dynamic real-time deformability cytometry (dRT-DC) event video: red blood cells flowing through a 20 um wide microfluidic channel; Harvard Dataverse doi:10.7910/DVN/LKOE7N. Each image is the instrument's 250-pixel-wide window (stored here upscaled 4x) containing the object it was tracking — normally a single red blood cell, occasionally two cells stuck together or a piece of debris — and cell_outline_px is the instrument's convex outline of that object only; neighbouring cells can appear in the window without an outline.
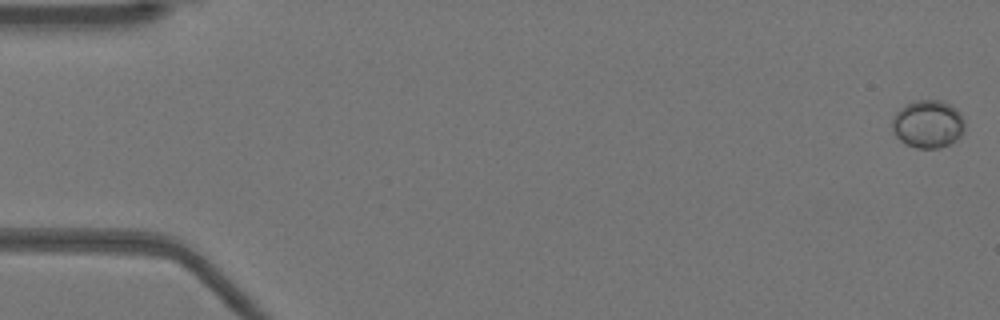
{"species": "Egyptian fruit bat (a non-hibernating species)", "species_latin": "Rousettus aegyptiacus", "temperature_condition": "warm", "stored_images_in_passage": 52, "camera_frame_rate_fps": 3000, "um_per_image_px": 0.085, "animal": {"sex": "female"}, "frame": {"image": 1, "passage_image": 1, "time_ms": 0.0, "image_size_px": [1000, 320], "cell_outline_px": [[964, 132], [956, 140], [940, 148], [916, 148], [900, 140], [892, 132], [892, 116], [900, 108], [916, 100], [944, 100], [956, 108], [960, 112], [964, 120]], "centroid_in_image_um": [78.88, 10.53], "position_along_channel_um": 6.1, "area_um2": 20.4}}
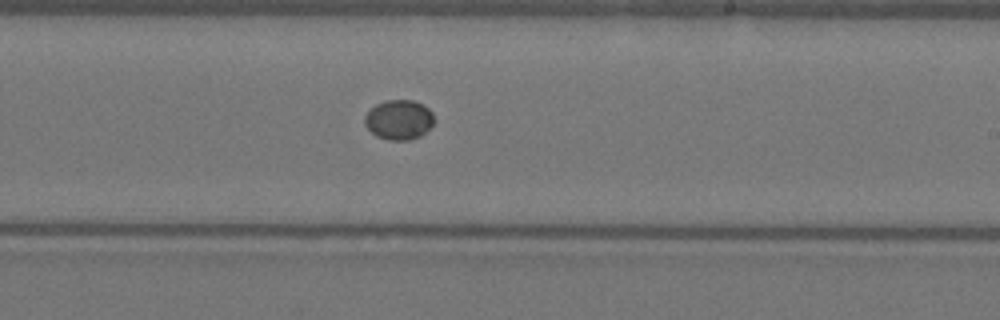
{"frame": {"image": 2, "passage_image": 31, "time_ms": 10.0, "image_size_px": [1000, 320], "cell_outline_px": [[432, 124], [420, 136], [408, 140], [388, 140], [376, 136], [364, 124], [364, 116], [376, 104], [384, 100], [412, 100], [428, 108], [432, 112]], "centroid_in_image_um": [33.87, 10.18], "position_along_channel_um": 255.1, "area_um2": 15.84}}
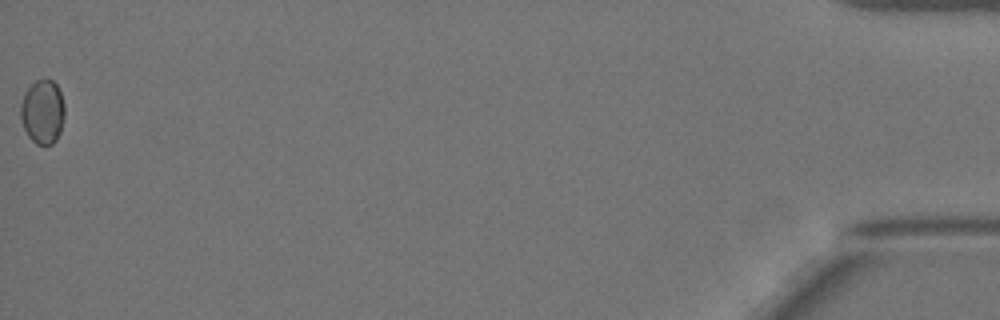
{"frame": {"image": 3, "passage_image": 52, "time_ms": 17.0, "image_size_px": [1000, 320], "cell_outline_px": [[64, 116], [60, 132], [56, 140], [52, 144], [36, 144], [28, 136], [24, 128], [20, 116], [20, 104], [24, 92], [36, 80], [44, 76], [52, 80], [56, 84], [60, 92], [64, 104]], "centroid_in_image_um": [3.61, 9.46], "position_along_channel_um": 431.6, "area_um2": 16.65}}